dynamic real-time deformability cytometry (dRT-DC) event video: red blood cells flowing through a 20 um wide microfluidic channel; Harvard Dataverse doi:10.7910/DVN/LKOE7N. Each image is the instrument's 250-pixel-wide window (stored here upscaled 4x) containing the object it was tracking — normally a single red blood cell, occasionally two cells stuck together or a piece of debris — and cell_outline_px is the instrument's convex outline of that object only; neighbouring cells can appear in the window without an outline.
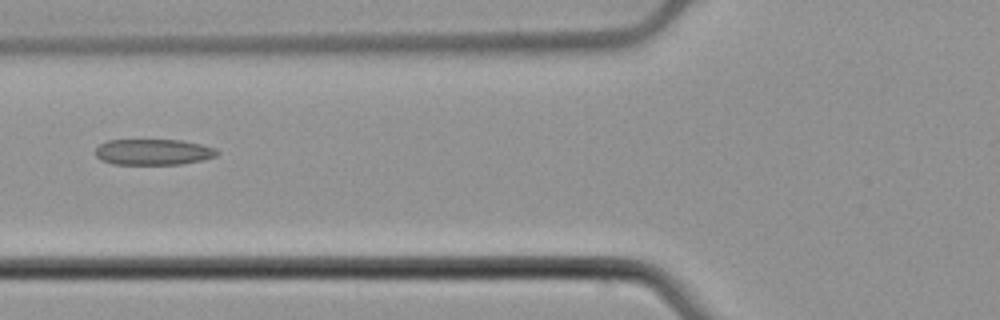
{"species": "common noctule bat (a hibernating species)", "species_latin": "Nyctalus noctula", "temperature_condition": "cold", "stored_images_in_passage": 4, "camera_frame_rate_fps": 3000, "um_per_image_px": 0.085, "animal": {"sex": "male", "body_mass_g": 21.5, "forearm_length_mm": 52.0}, "frame": {"image": 1, "passage_image": 4, "time_ms": 1.0, "image_size_px": [1000, 320], "cell_outline_px": [[220, 152], [216, 156], [200, 160], [180, 164], [112, 164], [100, 160], [96, 156], [96, 148], [100, 144], [108, 140], [184, 140], [216, 148]], "centroid_in_image_um": [13.03, 12.91], "position_along_channel_um": 112.8, "area_um2": 18.38}}